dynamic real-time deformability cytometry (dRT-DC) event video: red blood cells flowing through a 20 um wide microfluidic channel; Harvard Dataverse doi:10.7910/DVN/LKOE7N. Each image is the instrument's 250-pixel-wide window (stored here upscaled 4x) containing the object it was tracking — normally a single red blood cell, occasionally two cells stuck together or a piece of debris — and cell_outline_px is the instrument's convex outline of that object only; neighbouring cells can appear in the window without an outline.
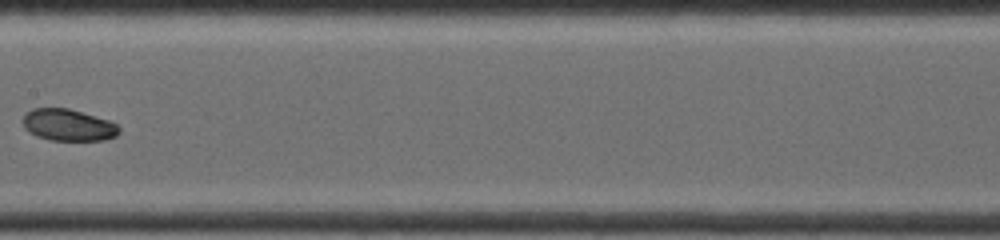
{"species": "common noctule bat (a hibernating species)", "species_latin": "Nyctalus noctula", "temperature_condition": "warm", "stored_images_in_passage": 19, "camera_frame_rate_fps": 4500, "um_per_image_px": 0.085, "animal": {"sex": "female", "body_mass_g": 19.0, "forearm_length_mm": 53.3}, "frame": {"image": 1, "passage_image": 9, "time_ms": 4.222, "image_size_px": [1000, 240], "cell_outline_px": [[120, 132], [116, 136], [104, 140], [48, 140], [36, 136], [28, 132], [24, 128], [24, 116], [32, 108], [68, 108], [108, 120], [116, 124], [120, 128]], "centroid_in_image_um": [5.8, 10.63], "position_along_channel_um": 201.6, "area_um2": 17.74}}
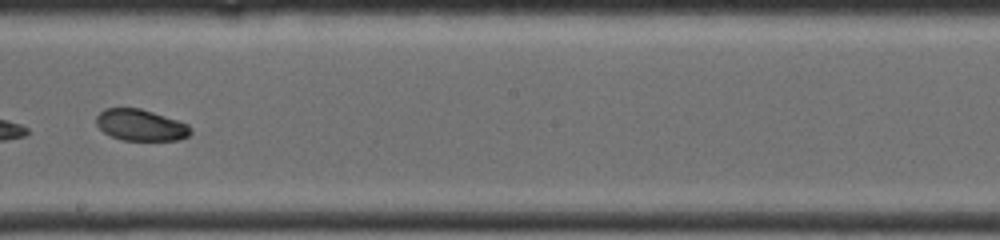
{"frame": {"image": 2, "passage_image": 11, "time_ms": 5.111, "image_size_px": [1000, 240], "cell_outline_px": [[192, 132], [188, 136], [176, 140], [124, 140], [112, 136], [104, 132], [96, 124], [96, 116], [104, 108], [140, 108], [188, 124], [192, 128]], "centroid_in_image_um": [11.95, 10.63], "position_along_channel_um": 236.2, "area_um2": 17.11}}